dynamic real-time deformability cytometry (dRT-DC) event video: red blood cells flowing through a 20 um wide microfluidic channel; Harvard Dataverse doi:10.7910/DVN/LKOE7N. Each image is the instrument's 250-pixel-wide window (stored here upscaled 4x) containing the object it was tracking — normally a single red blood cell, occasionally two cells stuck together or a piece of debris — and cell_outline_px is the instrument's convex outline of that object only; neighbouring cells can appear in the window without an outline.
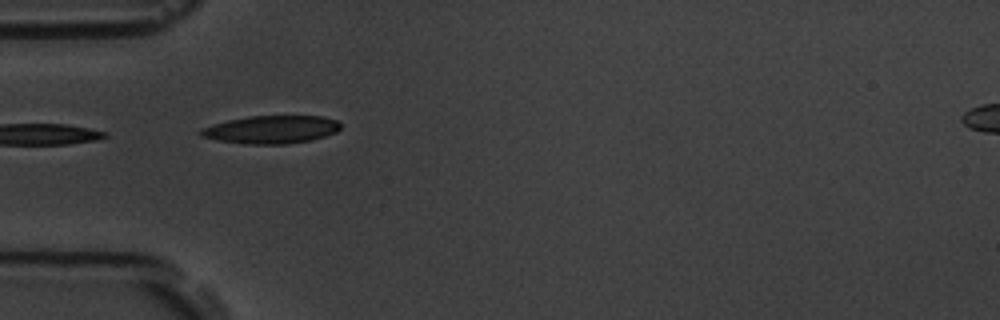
{"species": "common noctule bat (a hibernating species)", "species_latin": "Nyctalus noctula", "temperature_condition": "room temperature", "stored_images_in_passage": 7, "camera_frame_rate_fps": 3000, "um_per_image_px": 0.085, "animal": {"sex": "male", "body_mass_g": 19.5, "forearm_length_mm": 54.6}, "frame": {"image": 1, "passage_image": 4, "time_ms": 3.333, "image_size_px": [1000, 320], "cell_outline_px": [[340, 128], [336, 132], [312, 140], [288, 144], [248, 144], [220, 140], [200, 136], [196, 132], [200, 128], [212, 124], [228, 120], [248, 116], [320, 116], [336, 120], [340, 124]], "centroid_in_image_um": [23.02, 11.01], "position_along_channel_um": 62.0, "area_um2": 22.77}}
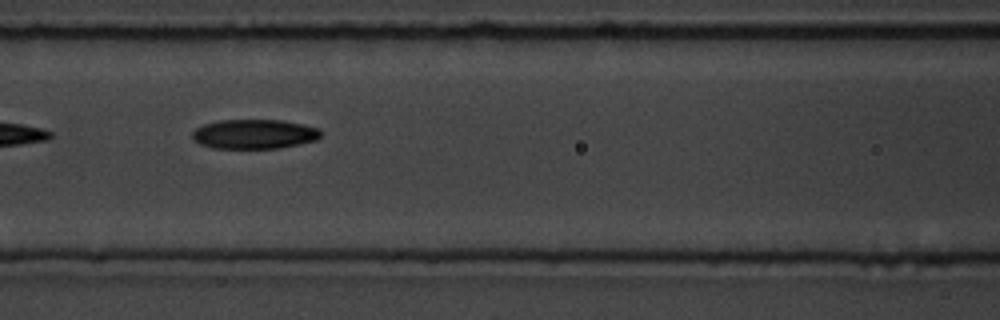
{"frame": {"image": 2, "passage_image": 6, "time_ms": 5.667, "image_size_px": [1000, 320], "cell_outline_px": [[320, 136], [316, 140], [280, 148], [212, 148], [200, 144], [192, 140], [192, 132], [196, 128], [204, 124], [220, 120], [280, 120], [304, 124], [320, 128]], "centroid_in_image_um": [21.6, 11.39], "position_along_channel_um": 145.0, "area_um2": 22.14}}
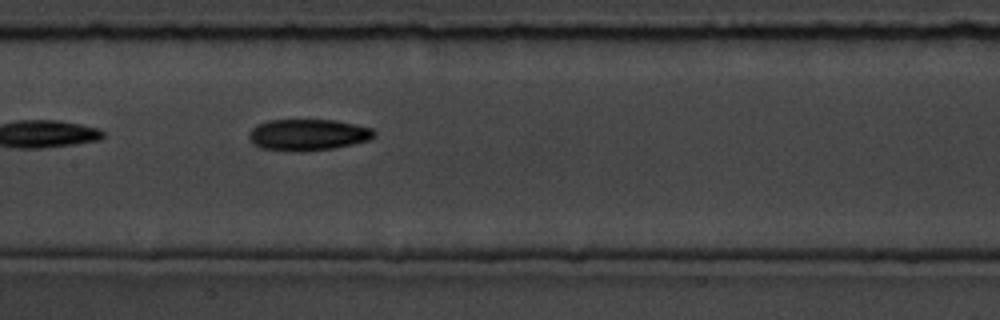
{"frame": {"image": 3, "passage_image": 7, "time_ms": 6.667, "image_size_px": [1000, 320], "cell_outline_px": [[376, 136], [368, 140], [352, 144], [332, 148], [304, 152], [296, 152], [260, 148], [252, 144], [248, 136], [248, 132], [256, 124], [268, 120], [336, 120], [356, 124], [372, 128], [376, 132]], "centroid_in_image_um": [26.15, 11.46], "position_along_channel_um": 181.3, "area_um2": 23.24}}